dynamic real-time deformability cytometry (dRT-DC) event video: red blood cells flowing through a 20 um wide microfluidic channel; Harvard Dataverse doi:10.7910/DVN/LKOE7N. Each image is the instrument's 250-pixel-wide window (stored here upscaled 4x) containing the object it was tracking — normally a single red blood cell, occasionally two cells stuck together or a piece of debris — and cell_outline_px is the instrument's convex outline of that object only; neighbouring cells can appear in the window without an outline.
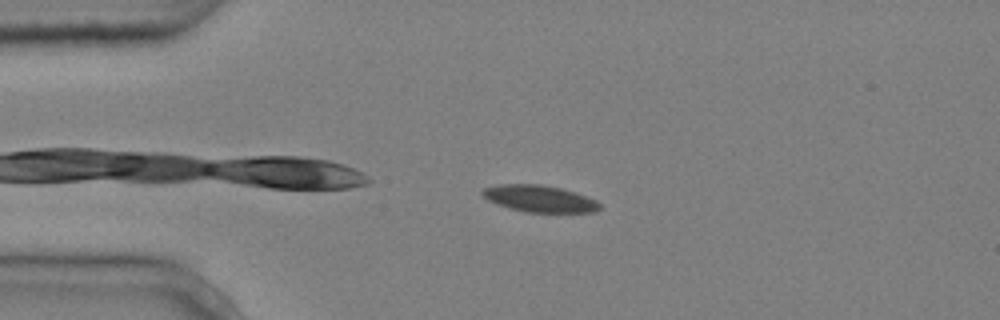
{"species": "common noctule bat (a hibernating species)", "species_latin": "Nyctalus noctula", "temperature_condition": "cold", "stored_images_in_passage": 2, "camera_frame_rate_fps": 3000, "um_per_image_px": 0.085, "animal": {"sex": "male", "body_mass_g": 20.4}, "frame": {"image": 1, "passage_image": 1, "time_ms": 0.0, "image_size_px": [1000, 320], "cell_outline_px": [[600, 208], [596, 212], [528, 212], [508, 208], [496, 204], [488, 200], [480, 192], [484, 188], [500, 184], [540, 184], [560, 188], [596, 200], [600, 204]], "centroid_in_image_um": [45.82, 16.89], "position_along_channel_um": 39.2, "area_um2": 18.09}}